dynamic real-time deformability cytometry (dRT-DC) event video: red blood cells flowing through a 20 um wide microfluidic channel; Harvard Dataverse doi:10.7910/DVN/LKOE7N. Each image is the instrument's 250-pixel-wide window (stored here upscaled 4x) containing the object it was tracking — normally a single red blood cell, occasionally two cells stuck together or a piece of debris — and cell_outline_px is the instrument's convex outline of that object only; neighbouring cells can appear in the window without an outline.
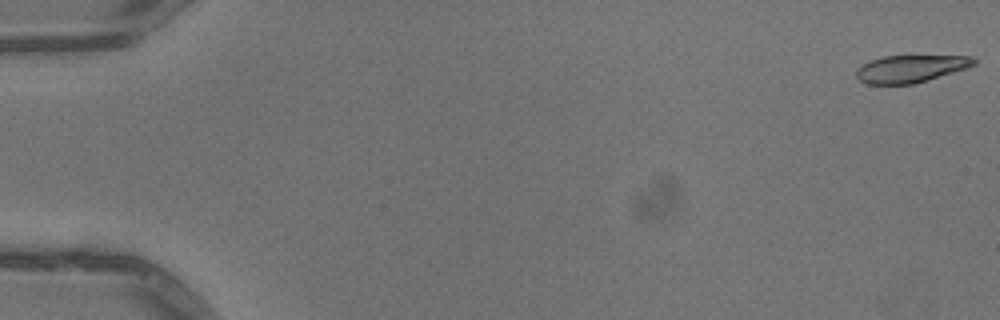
{"species": "common noctule bat (a hibernating species)", "species_latin": "Nyctalus noctula", "temperature_condition": "warm", "stored_images_in_passage": 52, "camera_frame_rate_fps": 3000, "um_per_image_px": 0.085, "animal": {"sex": "male", "body_mass_g": 13.3}, "frame": {"image": 1, "passage_image": 1, "time_ms": 0.0, "image_size_px": [1000, 320], "cell_outline_px": [[976, 64], [968, 68], [928, 80], [912, 84], [868, 84], [860, 80], [856, 76], [856, 72], [864, 64], [872, 60], [884, 56], [972, 56], [976, 60]], "centroid_in_image_um": [77.46, 5.84], "position_along_channel_um": 7.5, "area_um2": 18.55}}
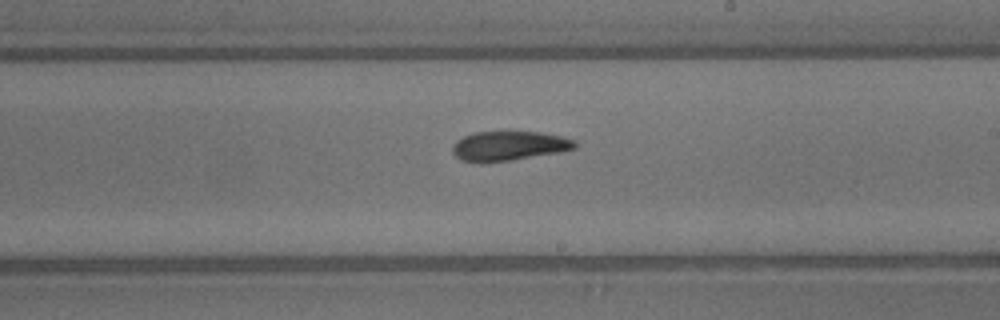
{"frame": {"image": 2, "passage_image": 31, "time_ms": 10.0, "image_size_px": [1000, 320], "cell_outline_px": [[576, 148], [560, 152], [512, 160], [484, 164], [480, 164], [460, 160], [452, 152], [452, 144], [456, 140], [472, 132], [540, 132], [560, 136], [576, 140]], "centroid_in_image_um": [43.2, 12.42], "position_along_channel_um": 245.8, "area_um2": 21.39}}
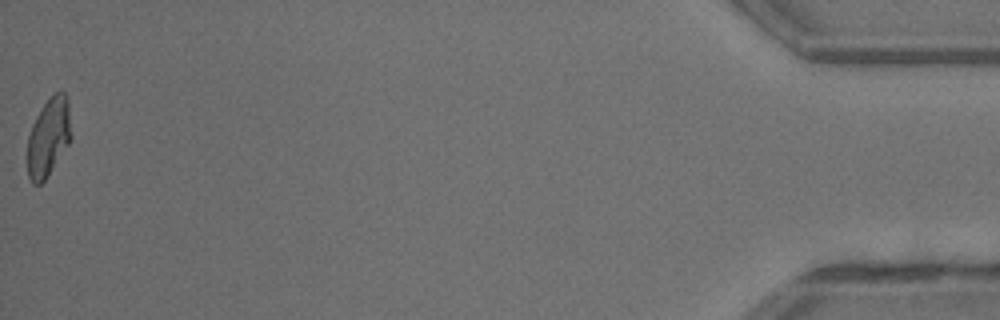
{"frame": {"image": 3, "passage_image": 52, "time_ms": 17.0, "image_size_px": [1000, 320], "cell_outline_px": [[72, 136], [68, 144], [44, 180], [40, 184], [32, 184], [28, 176], [28, 136], [32, 124], [36, 116], [44, 104], [56, 92], [64, 92], [68, 96]], "centroid_in_image_um": [4.14, 11.63], "position_along_channel_um": 431.1, "area_um2": 19.77}, "authors_computed_cell_mechanics": {"area_um2": 20.9814, "velocity_mm_per_s": 4.0682, "shape_relaxation_time_tau1_ms": 4.0226, "shape_relaxation_time_tau2_ms": 3.045, "deformation_change_tau1": 0.1679, "deformation_change_tau2": 0.1094}}